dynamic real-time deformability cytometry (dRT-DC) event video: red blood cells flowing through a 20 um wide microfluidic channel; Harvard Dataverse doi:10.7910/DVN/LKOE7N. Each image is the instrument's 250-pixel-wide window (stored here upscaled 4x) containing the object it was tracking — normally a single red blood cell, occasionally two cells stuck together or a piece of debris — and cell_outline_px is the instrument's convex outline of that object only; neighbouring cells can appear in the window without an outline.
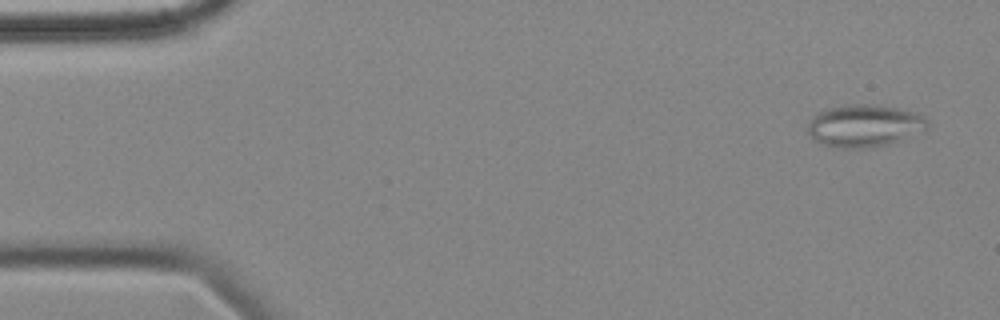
{"species": "common noctule bat (a hibernating species)", "species_latin": "Nyctalus noctula", "temperature_condition": "cold", "stored_images_in_passage": 4, "camera_frame_rate_fps": 3000, "um_per_image_px": 0.085, "animal": {"sex": "female", "body_mass_g": 18.4}, "frame": {"image": 1, "passage_image": 1, "time_ms": 0.0, "image_size_px": [1000, 320], "cell_outline_px": [[928, 128], [924, 132], [892, 144], [872, 148], [840, 148], [824, 144], [812, 140], [808, 132], [808, 124], [812, 116], [816, 112], [828, 108], [848, 104], [872, 104], [900, 108], [916, 112], [924, 116], [928, 124]], "centroid_in_image_um": [73.51, 10.69], "position_along_channel_um": 11.5, "area_um2": 30.23}}
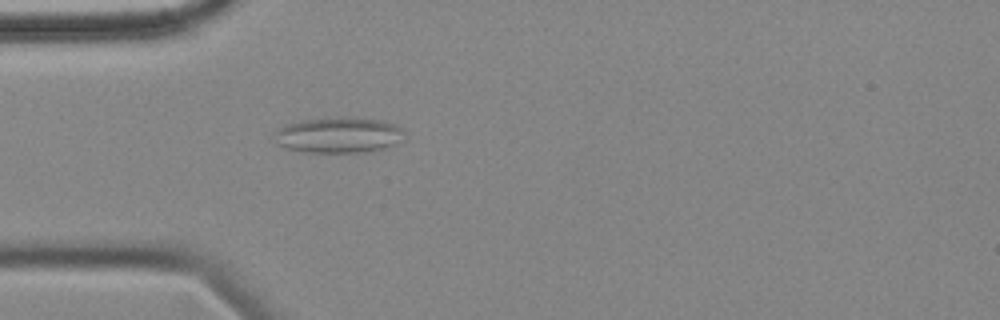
{"frame": {"image": 2, "passage_image": 4, "time_ms": 4.333, "image_size_px": [1000, 320], "cell_outline_px": [[404, 140], [384, 148], [364, 152], [304, 152], [288, 148], [276, 144], [276, 132], [284, 124], [300, 120], [340, 116], [360, 116], [380, 120], [396, 124], [404, 132]], "centroid_in_image_um": [28.81, 11.45], "position_along_channel_um": 56.2, "area_um2": 27.46}}